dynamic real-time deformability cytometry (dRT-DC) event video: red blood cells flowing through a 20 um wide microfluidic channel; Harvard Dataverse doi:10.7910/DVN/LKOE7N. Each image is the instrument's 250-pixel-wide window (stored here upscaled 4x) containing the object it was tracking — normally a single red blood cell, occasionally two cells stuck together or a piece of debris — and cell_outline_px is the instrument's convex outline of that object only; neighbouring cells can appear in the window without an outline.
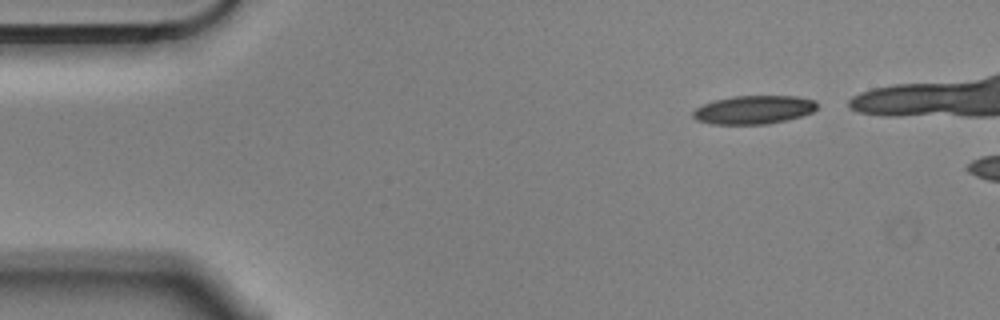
{"species": "Egyptian fruit bat (a non-hibernating species)", "species_latin": "Rousettus aegyptiacus", "temperature_condition": "cold", "stored_images_in_passage": 3, "camera_frame_rate_fps": 3000, "um_per_image_px": 0.085, "animal": {"sex": "male"}, "frame": {"image": 1, "passage_image": 1, "time_ms": 0.0, "image_size_px": [1000, 320], "cell_outline_px": [[816, 108], [812, 112], [800, 116], [768, 124], [712, 124], [696, 120], [692, 116], [692, 112], [696, 108], [704, 104], [716, 100], [732, 96], [796, 96], [816, 100]], "centroid_in_image_um": [64.05, 9.33], "position_along_channel_um": 20.9, "area_um2": 20.46}}